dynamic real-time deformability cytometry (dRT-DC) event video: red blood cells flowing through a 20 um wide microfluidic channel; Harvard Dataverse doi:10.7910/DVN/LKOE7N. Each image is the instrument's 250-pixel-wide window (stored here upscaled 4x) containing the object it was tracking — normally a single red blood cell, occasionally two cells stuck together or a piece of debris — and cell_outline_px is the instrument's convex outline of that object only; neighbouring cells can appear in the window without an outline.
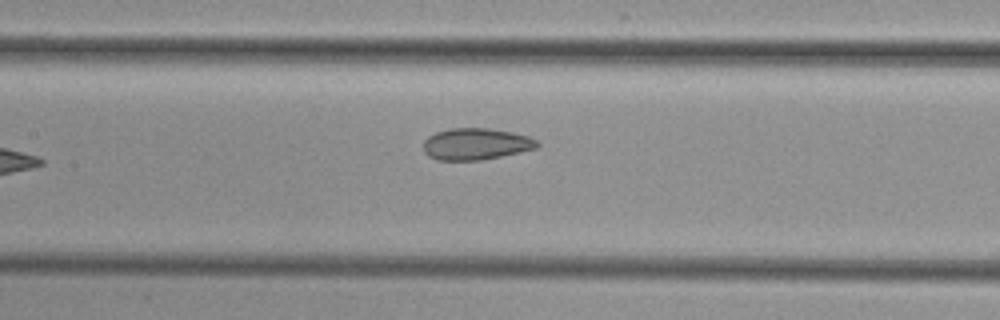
{"species": "common noctule bat (a hibernating species)", "species_latin": "Nyctalus noctula", "temperature_condition": "cold", "stored_images_in_passage": 7, "camera_frame_rate_fps": 3000, "um_per_image_px": 0.085, "animal": {"sex": "female", "body_mass_g": 29.2, "forearm_length_mm": 56.3}, "frame": {"image": 1, "passage_image": 7, "time_ms": 8.0, "image_size_px": [1000, 320], "cell_outline_px": [[540, 144], [536, 148], [520, 152], [480, 160], [436, 160], [428, 156], [424, 152], [424, 140], [428, 136], [436, 132], [448, 128], [488, 128], [512, 132], [528, 136], [536, 140]], "centroid_in_image_um": [40.42, 12.23], "position_along_channel_um": 167.0, "area_um2": 20.98}}